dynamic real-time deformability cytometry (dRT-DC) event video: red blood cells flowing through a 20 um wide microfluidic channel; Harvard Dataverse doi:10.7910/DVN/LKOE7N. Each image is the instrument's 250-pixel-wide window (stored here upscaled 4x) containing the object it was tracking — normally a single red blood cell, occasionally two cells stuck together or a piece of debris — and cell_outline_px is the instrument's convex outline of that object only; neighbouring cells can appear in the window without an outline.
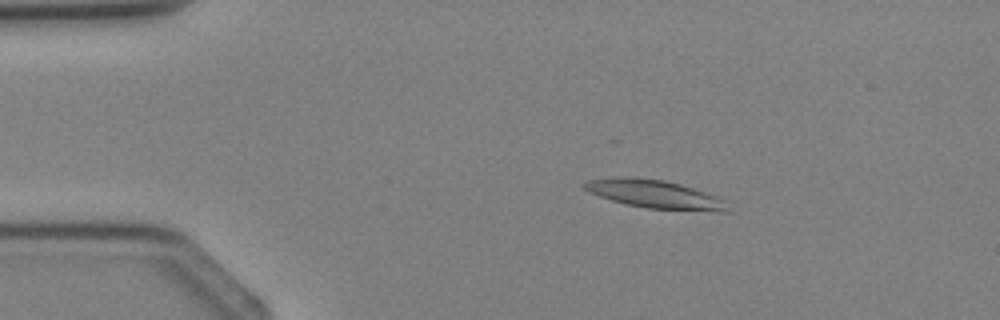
{"species": "Egyptian fruit bat (a non-hibernating species)", "species_latin": "Rousettus aegyptiacus", "temperature_condition": "cold", "stored_images_in_passage": 4, "camera_frame_rate_fps": 3000, "um_per_image_px": 0.085, "animal": {"sex": "female"}, "frame": {"image": 1, "passage_image": 3, "time_ms": 2.0, "image_size_px": [1000, 320], "cell_outline_px": [[732, 212], [716, 212], [648, 208], [628, 204], [612, 200], [588, 192], [580, 184], [588, 180], [620, 176], [632, 176], [664, 180], [680, 184], [720, 196], [728, 200]], "centroid_in_image_um": [55.77, 16.51], "position_along_channel_um": 29.2, "area_um2": 24.22}}